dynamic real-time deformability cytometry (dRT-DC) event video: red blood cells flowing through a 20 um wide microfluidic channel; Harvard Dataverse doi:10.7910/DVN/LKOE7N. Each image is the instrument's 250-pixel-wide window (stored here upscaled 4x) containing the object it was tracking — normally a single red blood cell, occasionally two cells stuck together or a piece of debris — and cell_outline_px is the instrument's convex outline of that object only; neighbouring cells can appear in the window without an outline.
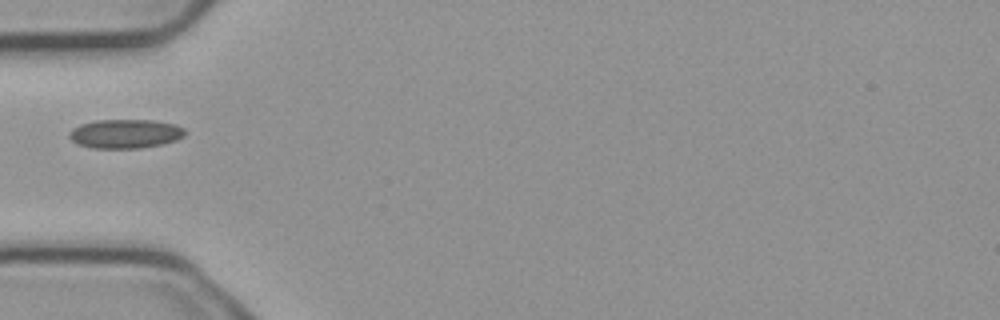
{"species": "common noctule bat (a hibernating species)", "species_latin": "Nyctalus noctula", "temperature_condition": "cold", "stored_images_in_passage": 7, "camera_frame_rate_fps": 3000, "um_per_image_px": 0.085, "animal": {"sex": "male", "body_mass_g": 23.1, "forearm_length_mm": 52.7}, "frame": {"image": 1, "passage_image": 6, "time_ms": 1.667, "image_size_px": [1000, 320], "cell_outline_px": [[184, 136], [176, 140], [160, 144], [140, 148], [92, 148], [80, 144], [72, 140], [68, 136], [72, 128], [80, 124], [96, 120], [152, 120], [176, 124], [184, 128]], "centroid_in_image_um": [10.64, 11.36], "position_along_channel_um": 74.4, "area_um2": 19.48}}
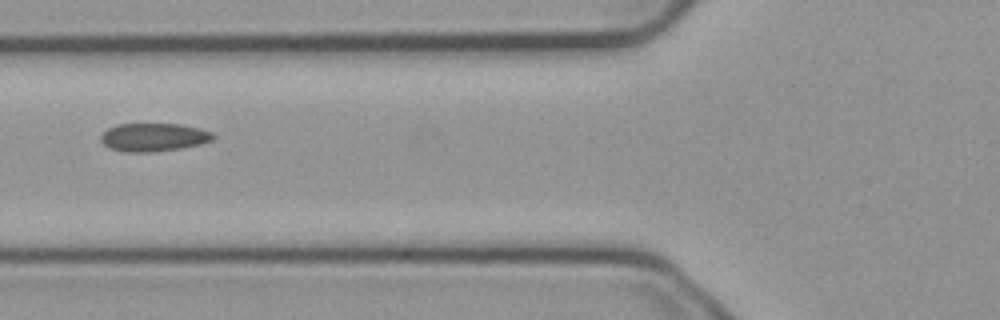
{"frame": {"image": 2, "passage_image": 7, "time_ms": 2.0, "image_size_px": [1000, 320], "cell_outline_px": [[216, 136], [212, 140], [200, 144], [180, 148], [148, 152], [128, 152], [108, 148], [100, 140], [100, 136], [108, 128], [116, 124], [180, 124], [200, 128], [212, 132]], "centroid_in_image_um": [13.05, 11.66], "position_along_channel_um": 112.7, "area_um2": 18.44}}